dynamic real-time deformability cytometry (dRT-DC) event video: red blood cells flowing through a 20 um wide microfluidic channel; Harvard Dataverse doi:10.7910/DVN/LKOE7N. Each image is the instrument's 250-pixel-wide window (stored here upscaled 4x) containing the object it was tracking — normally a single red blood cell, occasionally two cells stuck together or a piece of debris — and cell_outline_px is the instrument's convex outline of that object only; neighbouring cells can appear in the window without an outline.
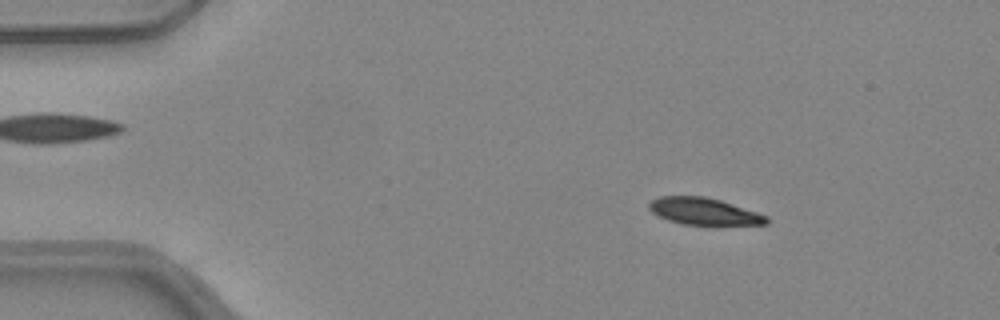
{"species": "common noctule bat (a hibernating species)", "species_latin": "Nyctalus noctula", "temperature_condition": "warm", "stored_images_in_passage": 49, "camera_frame_rate_fps": 3000, "um_per_image_px": 0.085, "animal": {"sex": "female", "body_mass_g": 24.6, "forearm_length_mm": 56.2}, "frame": {"image": 1, "passage_image": 6, "time_ms": 1.667, "image_size_px": [1000, 320], "cell_outline_px": [[768, 224], [720, 228], [712, 228], [680, 224], [656, 216], [648, 208], [648, 204], [652, 200], [660, 196], [704, 196], [720, 200], [768, 216]], "centroid_in_image_um": [59.88, 18.04], "position_along_channel_um": 25.1, "area_um2": 19.59}}
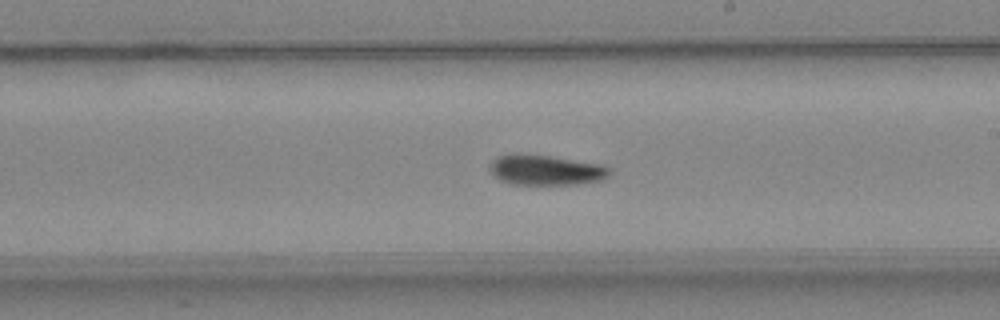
{"frame": {"image": 2, "passage_image": 28, "time_ms": 9.0, "image_size_px": [1000, 320], "cell_outline_px": [[612, 172], [608, 176], [600, 180], [576, 184], [512, 184], [500, 180], [492, 176], [488, 168], [492, 160], [500, 156], [552, 156], [604, 164]], "centroid_in_image_um": [46.43, 14.48], "position_along_channel_um": 242.6, "area_um2": 20.69}}
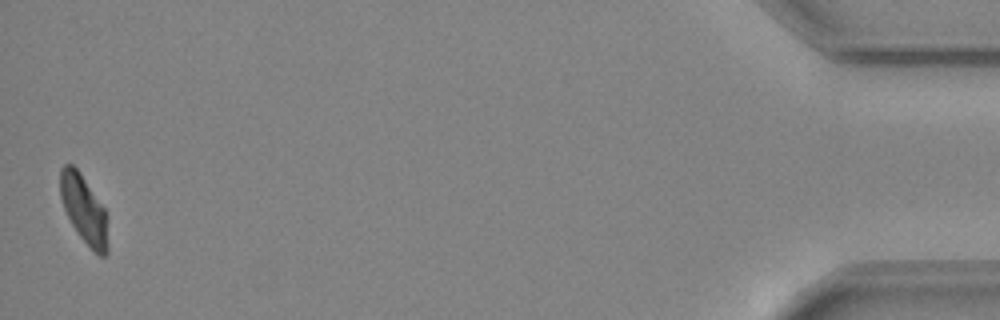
{"frame": {"image": 3, "passage_image": 49, "time_ms": 16.0, "image_size_px": [1000, 320], "cell_outline_px": [[108, 252], [104, 256], [100, 256], [80, 236], [72, 224], [64, 208], [60, 196], [60, 168], [64, 164], [72, 164], [80, 172], [104, 208], [108, 244]], "centroid_in_image_um": [7.11, 17.76], "position_along_channel_um": 428.1, "area_um2": 18.44}, "authors_computed_cell_mechanics": {"area_um2": 20.519, "velocity_mm_per_s": 3.9959, "shape_relaxation_time_tau1_ms": 4.9693, "shape_relaxation_time_tau2_ms": null, "deformation_change_tau1": 0.1466, "deformation_change_tau2": null}}